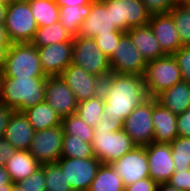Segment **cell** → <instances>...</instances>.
I'll use <instances>...</instances> for the list:
<instances>
[{"instance_id": "5", "label": "cell", "mask_w": 190, "mask_h": 191, "mask_svg": "<svg viewBox=\"0 0 190 191\" xmlns=\"http://www.w3.org/2000/svg\"><path fill=\"white\" fill-rule=\"evenodd\" d=\"M5 28L11 43H30L38 29L28 0L9 2Z\"/></svg>"}, {"instance_id": "9", "label": "cell", "mask_w": 190, "mask_h": 191, "mask_svg": "<svg viewBox=\"0 0 190 191\" xmlns=\"http://www.w3.org/2000/svg\"><path fill=\"white\" fill-rule=\"evenodd\" d=\"M110 7L112 22L118 30L127 33L130 29L148 25L151 14L140 0H103Z\"/></svg>"}, {"instance_id": "19", "label": "cell", "mask_w": 190, "mask_h": 191, "mask_svg": "<svg viewBox=\"0 0 190 191\" xmlns=\"http://www.w3.org/2000/svg\"><path fill=\"white\" fill-rule=\"evenodd\" d=\"M148 24L166 54L173 55L182 47L173 17L169 13L151 15Z\"/></svg>"}, {"instance_id": "42", "label": "cell", "mask_w": 190, "mask_h": 191, "mask_svg": "<svg viewBox=\"0 0 190 191\" xmlns=\"http://www.w3.org/2000/svg\"><path fill=\"white\" fill-rule=\"evenodd\" d=\"M158 183L150 177L136 181L135 183L125 186L124 191H157Z\"/></svg>"}, {"instance_id": "38", "label": "cell", "mask_w": 190, "mask_h": 191, "mask_svg": "<svg viewBox=\"0 0 190 191\" xmlns=\"http://www.w3.org/2000/svg\"><path fill=\"white\" fill-rule=\"evenodd\" d=\"M124 119L121 116L107 115L104 111L101 118L94 125V131L116 132L122 130Z\"/></svg>"}, {"instance_id": "30", "label": "cell", "mask_w": 190, "mask_h": 191, "mask_svg": "<svg viewBox=\"0 0 190 191\" xmlns=\"http://www.w3.org/2000/svg\"><path fill=\"white\" fill-rule=\"evenodd\" d=\"M61 158H96L92 144L73 135L64 134Z\"/></svg>"}, {"instance_id": "6", "label": "cell", "mask_w": 190, "mask_h": 191, "mask_svg": "<svg viewBox=\"0 0 190 191\" xmlns=\"http://www.w3.org/2000/svg\"><path fill=\"white\" fill-rule=\"evenodd\" d=\"M72 63L102 80L111 73L109 57L98 48L94 38L73 37Z\"/></svg>"}, {"instance_id": "36", "label": "cell", "mask_w": 190, "mask_h": 191, "mask_svg": "<svg viewBox=\"0 0 190 191\" xmlns=\"http://www.w3.org/2000/svg\"><path fill=\"white\" fill-rule=\"evenodd\" d=\"M23 191H46L44 169L41 166L29 177L16 183Z\"/></svg>"}, {"instance_id": "4", "label": "cell", "mask_w": 190, "mask_h": 191, "mask_svg": "<svg viewBox=\"0 0 190 191\" xmlns=\"http://www.w3.org/2000/svg\"><path fill=\"white\" fill-rule=\"evenodd\" d=\"M143 78L147 95L152 98L182 81L177 60L169 54L147 62Z\"/></svg>"}, {"instance_id": "28", "label": "cell", "mask_w": 190, "mask_h": 191, "mask_svg": "<svg viewBox=\"0 0 190 191\" xmlns=\"http://www.w3.org/2000/svg\"><path fill=\"white\" fill-rule=\"evenodd\" d=\"M66 41H73V37L58 21L49 26L38 27L30 43L38 48Z\"/></svg>"}, {"instance_id": "53", "label": "cell", "mask_w": 190, "mask_h": 191, "mask_svg": "<svg viewBox=\"0 0 190 191\" xmlns=\"http://www.w3.org/2000/svg\"><path fill=\"white\" fill-rule=\"evenodd\" d=\"M12 191H23V190H21L20 187L16 183H14Z\"/></svg>"}, {"instance_id": "32", "label": "cell", "mask_w": 190, "mask_h": 191, "mask_svg": "<svg viewBox=\"0 0 190 191\" xmlns=\"http://www.w3.org/2000/svg\"><path fill=\"white\" fill-rule=\"evenodd\" d=\"M104 103L105 100L101 92L95 97L79 102L76 114L89 126L94 127L104 112Z\"/></svg>"}, {"instance_id": "54", "label": "cell", "mask_w": 190, "mask_h": 191, "mask_svg": "<svg viewBox=\"0 0 190 191\" xmlns=\"http://www.w3.org/2000/svg\"><path fill=\"white\" fill-rule=\"evenodd\" d=\"M178 2H182V3H190V0H178Z\"/></svg>"}, {"instance_id": "34", "label": "cell", "mask_w": 190, "mask_h": 191, "mask_svg": "<svg viewBox=\"0 0 190 191\" xmlns=\"http://www.w3.org/2000/svg\"><path fill=\"white\" fill-rule=\"evenodd\" d=\"M175 170H190V137L177 136L169 143Z\"/></svg>"}, {"instance_id": "47", "label": "cell", "mask_w": 190, "mask_h": 191, "mask_svg": "<svg viewBox=\"0 0 190 191\" xmlns=\"http://www.w3.org/2000/svg\"><path fill=\"white\" fill-rule=\"evenodd\" d=\"M9 173L4 166H0V188H5V185H13Z\"/></svg>"}, {"instance_id": "10", "label": "cell", "mask_w": 190, "mask_h": 191, "mask_svg": "<svg viewBox=\"0 0 190 191\" xmlns=\"http://www.w3.org/2000/svg\"><path fill=\"white\" fill-rule=\"evenodd\" d=\"M56 163L73 191H88L102 164L97 158H60Z\"/></svg>"}, {"instance_id": "55", "label": "cell", "mask_w": 190, "mask_h": 191, "mask_svg": "<svg viewBox=\"0 0 190 191\" xmlns=\"http://www.w3.org/2000/svg\"><path fill=\"white\" fill-rule=\"evenodd\" d=\"M4 1H6L7 3H9V2L20 1V0H4Z\"/></svg>"}, {"instance_id": "44", "label": "cell", "mask_w": 190, "mask_h": 191, "mask_svg": "<svg viewBox=\"0 0 190 191\" xmlns=\"http://www.w3.org/2000/svg\"><path fill=\"white\" fill-rule=\"evenodd\" d=\"M16 149L3 137L0 138V166H5L6 161L11 158Z\"/></svg>"}, {"instance_id": "7", "label": "cell", "mask_w": 190, "mask_h": 191, "mask_svg": "<svg viewBox=\"0 0 190 191\" xmlns=\"http://www.w3.org/2000/svg\"><path fill=\"white\" fill-rule=\"evenodd\" d=\"M91 144L95 157L102 164H112L136 147L123 129L116 132L94 131Z\"/></svg>"}, {"instance_id": "22", "label": "cell", "mask_w": 190, "mask_h": 191, "mask_svg": "<svg viewBox=\"0 0 190 191\" xmlns=\"http://www.w3.org/2000/svg\"><path fill=\"white\" fill-rule=\"evenodd\" d=\"M127 34L146 62L167 55L161 48L150 25L130 29Z\"/></svg>"}, {"instance_id": "13", "label": "cell", "mask_w": 190, "mask_h": 191, "mask_svg": "<svg viewBox=\"0 0 190 191\" xmlns=\"http://www.w3.org/2000/svg\"><path fill=\"white\" fill-rule=\"evenodd\" d=\"M111 165L122 179L124 186L131 185L140 179L150 177L149 161L144 146L134 147L129 153H126Z\"/></svg>"}, {"instance_id": "35", "label": "cell", "mask_w": 190, "mask_h": 191, "mask_svg": "<svg viewBox=\"0 0 190 191\" xmlns=\"http://www.w3.org/2000/svg\"><path fill=\"white\" fill-rule=\"evenodd\" d=\"M41 166L44 169L46 191H73L56 162L41 164Z\"/></svg>"}, {"instance_id": "49", "label": "cell", "mask_w": 190, "mask_h": 191, "mask_svg": "<svg viewBox=\"0 0 190 191\" xmlns=\"http://www.w3.org/2000/svg\"><path fill=\"white\" fill-rule=\"evenodd\" d=\"M7 6L8 3L6 1H0V25H5Z\"/></svg>"}, {"instance_id": "21", "label": "cell", "mask_w": 190, "mask_h": 191, "mask_svg": "<svg viewBox=\"0 0 190 191\" xmlns=\"http://www.w3.org/2000/svg\"><path fill=\"white\" fill-rule=\"evenodd\" d=\"M34 132L26 115L20 111H13L9 117L4 138L16 150H28L33 140Z\"/></svg>"}, {"instance_id": "37", "label": "cell", "mask_w": 190, "mask_h": 191, "mask_svg": "<svg viewBox=\"0 0 190 191\" xmlns=\"http://www.w3.org/2000/svg\"><path fill=\"white\" fill-rule=\"evenodd\" d=\"M124 32H110L105 35H98L94 37L98 48L107 56L111 57L114 53V50L120 40L124 35Z\"/></svg>"}, {"instance_id": "8", "label": "cell", "mask_w": 190, "mask_h": 191, "mask_svg": "<svg viewBox=\"0 0 190 191\" xmlns=\"http://www.w3.org/2000/svg\"><path fill=\"white\" fill-rule=\"evenodd\" d=\"M152 114L153 98L148 97L124 119L122 129L129 135L136 146L145 147L153 142Z\"/></svg>"}, {"instance_id": "29", "label": "cell", "mask_w": 190, "mask_h": 191, "mask_svg": "<svg viewBox=\"0 0 190 191\" xmlns=\"http://www.w3.org/2000/svg\"><path fill=\"white\" fill-rule=\"evenodd\" d=\"M38 27L52 25L59 21L60 8L55 0H28Z\"/></svg>"}, {"instance_id": "51", "label": "cell", "mask_w": 190, "mask_h": 191, "mask_svg": "<svg viewBox=\"0 0 190 191\" xmlns=\"http://www.w3.org/2000/svg\"><path fill=\"white\" fill-rule=\"evenodd\" d=\"M157 191H181L168 183L158 184Z\"/></svg>"}, {"instance_id": "33", "label": "cell", "mask_w": 190, "mask_h": 191, "mask_svg": "<svg viewBox=\"0 0 190 191\" xmlns=\"http://www.w3.org/2000/svg\"><path fill=\"white\" fill-rule=\"evenodd\" d=\"M61 125L64 134L73 135L78 139H83L85 142L92 143L94 128L85 123L76 113L62 118Z\"/></svg>"}, {"instance_id": "3", "label": "cell", "mask_w": 190, "mask_h": 191, "mask_svg": "<svg viewBox=\"0 0 190 191\" xmlns=\"http://www.w3.org/2000/svg\"><path fill=\"white\" fill-rule=\"evenodd\" d=\"M0 77H47L42 70L37 47L31 43H12Z\"/></svg>"}, {"instance_id": "24", "label": "cell", "mask_w": 190, "mask_h": 191, "mask_svg": "<svg viewBox=\"0 0 190 191\" xmlns=\"http://www.w3.org/2000/svg\"><path fill=\"white\" fill-rule=\"evenodd\" d=\"M4 167L9 173L11 181L18 183L39 169L41 164L28 150H16L14 155L6 161Z\"/></svg>"}, {"instance_id": "45", "label": "cell", "mask_w": 190, "mask_h": 191, "mask_svg": "<svg viewBox=\"0 0 190 191\" xmlns=\"http://www.w3.org/2000/svg\"><path fill=\"white\" fill-rule=\"evenodd\" d=\"M13 110L0 103V138L4 137L5 129L8 125L9 117Z\"/></svg>"}, {"instance_id": "15", "label": "cell", "mask_w": 190, "mask_h": 191, "mask_svg": "<svg viewBox=\"0 0 190 191\" xmlns=\"http://www.w3.org/2000/svg\"><path fill=\"white\" fill-rule=\"evenodd\" d=\"M45 101L61 117L76 113L78 101L61 76H49L46 81Z\"/></svg>"}, {"instance_id": "50", "label": "cell", "mask_w": 190, "mask_h": 191, "mask_svg": "<svg viewBox=\"0 0 190 191\" xmlns=\"http://www.w3.org/2000/svg\"><path fill=\"white\" fill-rule=\"evenodd\" d=\"M9 48L10 47H0V75L2 74L4 69L6 54Z\"/></svg>"}, {"instance_id": "11", "label": "cell", "mask_w": 190, "mask_h": 191, "mask_svg": "<svg viewBox=\"0 0 190 191\" xmlns=\"http://www.w3.org/2000/svg\"><path fill=\"white\" fill-rule=\"evenodd\" d=\"M111 72L143 76L147 62L125 33L119 40L113 55L109 58Z\"/></svg>"}, {"instance_id": "31", "label": "cell", "mask_w": 190, "mask_h": 191, "mask_svg": "<svg viewBox=\"0 0 190 191\" xmlns=\"http://www.w3.org/2000/svg\"><path fill=\"white\" fill-rule=\"evenodd\" d=\"M169 14L173 17L181 45H190V3L178 2Z\"/></svg>"}, {"instance_id": "20", "label": "cell", "mask_w": 190, "mask_h": 191, "mask_svg": "<svg viewBox=\"0 0 190 191\" xmlns=\"http://www.w3.org/2000/svg\"><path fill=\"white\" fill-rule=\"evenodd\" d=\"M178 115L160 104L153 98L152 122L154 126L155 143H170L178 136L177 128Z\"/></svg>"}, {"instance_id": "26", "label": "cell", "mask_w": 190, "mask_h": 191, "mask_svg": "<svg viewBox=\"0 0 190 191\" xmlns=\"http://www.w3.org/2000/svg\"><path fill=\"white\" fill-rule=\"evenodd\" d=\"M91 9V1L83 6H65L59 10V21L66 31L72 36L77 37L82 22L88 17Z\"/></svg>"}, {"instance_id": "12", "label": "cell", "mask_w": 190, "mask_h": 191, "mask_svg": "<svg viewBox=\"0 0 190 191\" xmlns=\"http://www.w3.org/2000/svg\"><path fill=\"white\" fill-rule=\"evenodd\" d=\"M62 125L34 132L28 151L40 163H55L61 158Z\"/></svg>"}, {"instance_id": "17", "label": "cell", "mask_w": 190, "mask_h": 191, "mask_svg": "<svg viewBox=\"0 0 190 191\" xmlns=\"http://www.w3.org/2000/svg\"><path fill=\"white\" fill-rule=\"evenodd\" d=\"M149 161V176L158 184L167 183L175 172L169 143L152 142L145 146Z\"/></svg>"}, {"instance_id": "46", "label": "cell", "mask_w": 190, "mask_h": 191, "mask_svg": "<svg viewBox=\"0 0 190 191\" xmlns=\"http://www.w3.org/2000/svg\"><path fill=\"white\" fill-rule=\"evenodd\" d=\"M55 1L58 7L61 8L65 6H76V5L83 6L88 4L91 0H55Z\"/></svg>"}, {"instance_id": "1", "label": "cell", "mask_w": 190, "mask_h": 191, "mask_svg": "<svg viewBox=\"0 0 190 191\" xmlns=\"http://www.w3.org/2000/svg\"><path fill=\"white\" fill-rule=\"evenodd\" d=\"M101 92L107 115L121 116L123 119L148 98L143 76L135 74L111 72L102 81Z\"/></svg>"}, {"instance_id": "14", "label": "cell", "mask_w": 190, "mask_h": 191, "mask_svg": "<svg viewBox=\"0 0 190 191\" xmlns=\"http://www.w3.org/2000/svg\"><path fill=\"white\" fill-rule=\"evenodd\" d=\"M73 91L78 102L97 96L102 91V79L88 73L73 63L68 65L60 75Z\"/></svg>"}, {"instance_id": "18", "label": "cell", "mask_w": 190, "mask_h": 191, "mask_svg": "<svg viewBox=\"0 0 190 191\" xmlns=\"http://www.w3.org/2000/svg\"><path fill=\"white\" fill-rule=\"evenodd\" d=\"M110 32H122L112 22L110 7L103 0H91L90 13L82 22L78 36L94 38Z\"/></svg>"}, {"instance_id": "39", "label": "cell", "mask_w": 190, "mask_h": 191, "mask_svg": "<svg viewBox=\"0 0 190 191\" xmlns=\"http://www.w3.org/2000/svg\"><path fill=\"white\" fill-rule=\"evenodd\" d=\"M173 56L181 70L182 80L190 84V45L182 46Z\"/></svg>"}, {"instance_id": "52", "label": "cell", "mask_w": 190, "mask_h": 191, "mask_svg": "<svg viewBox=\"0 0 190 191\" xmlns=\"http://www.w3.org/2000/svg\"><path fill=\"white\" fill-rule=\"evenodd\" d=\"M13 185H5V188H0V191H12Z\"/></svg>"}, {"instance_id": "48", "label": "cell", "mask_w": 190, "mask_h": 191, "mask_svg": "<svg viewBox=\"0 0 190 191\" xmlns=\"http://www.w3.org/2000/svg\"><path fill=\"white\" fill-rule=\"evenodd\" d=\"M11 41L8 38L5 25H0V47H10Z\"/></svg>"}, {"instance_id": "16", "label": "cell", "mask_w": 190, "mask_h": 191, "mask_svg": "<svg viewBox=\"0 0 190 191\" xmlns=\"http://www.w3.org/2000/svg\"><path fill=\"white\" fill-rule=\"evenodd\" d=\"M37 51L44 74L47 77L60 76L72 63L73 41L38 47Z\"/></svg>"}, {"instance_id": "40", "label": "cell", "mask_w": 190, "mask_h": 191, "mask_svg": "<svg viewBox=\"0 0 190 191\" xmlns=\"http://www.w3.org/2000/svg\"><path fill=\"white\" fill-rule=\"evenodd\" d=\"M151 14H167L178 3V0H140Z\"/></svg>"}, {"instance_id": "43", "label": "cell", "mask_w": 190, "mask_h": 191, "mask_svg": "<svg viewBox=\"0 0 190 191\" xmlns=\"http://www.w3.org/2000/svg\"><path fill=\"white\" fill-rule=\"evenodd\" d=\"M178 135L190 137V107L177 118Z\"/></svg>"}, {"instance_id": "2", "label": "cell", "mask_w": 190, "mask_h": 191, "mask_svg": "<svg viewBox=\"0 0 190 191\" xmlns=\"http://www.w3.org/2000/svg\"><path fill=\"white\" fill-rule=\"evenodd\" d=\"M47 77H0V103L24 112L45 101Z\"/></svg>"}, {"instance_id": "25", "label": "cell", "mask_w": 190, "mask_h": 191, "mask_svg": "<svg viewBox=\"0 0 190 191\" xmlns=\"http://www.w3.org/2000/svg\"><path fill=\"white\" fill-rule=\"evenodd\" d=\"M23 113L35 132L60 126L62 122V118L46 101L25 110Z\"/></svg>"}, {"instance_id": "23", "label": "cell", "mask_w": 190, "mask_h": 191, "mask_svg": "<svg viewBox=\"0 0 190 191\" xmlns=\"http://www.w3.org/2000/svg\"><path fill=\"white\" fill-rule=\"evenodd\" d=\"M157 101L176 115L190 107V84L180 81L156 97Z\"/></svg>"}, {"instance_id": "41", "label": "cell", "mask_w": 190, "mask_h": 191, "mask_svg": "<svg viewBox=\"0 0 190 191\" xmlns=\"http://www.w3.org/2000/svg\"><path fill=\"white\" fill-rule=\"evenodd\" d=\"M181 191H190V170H175L167 182Z\"/></svg>"}, {"instance_id": "27", "label": "cell", "mask_w": 190, "mask_h": 191, "mask_svg": "<svg viewBox=\"0 0 190 191\" xmlns=\"http://www.w3.org/2000/svg\"><path fill=\"white\" fill-rule=\"evenodd\" d=\"M125 186L111 164H101L88 191H124Z\"/></svg>"}]
</instances>
